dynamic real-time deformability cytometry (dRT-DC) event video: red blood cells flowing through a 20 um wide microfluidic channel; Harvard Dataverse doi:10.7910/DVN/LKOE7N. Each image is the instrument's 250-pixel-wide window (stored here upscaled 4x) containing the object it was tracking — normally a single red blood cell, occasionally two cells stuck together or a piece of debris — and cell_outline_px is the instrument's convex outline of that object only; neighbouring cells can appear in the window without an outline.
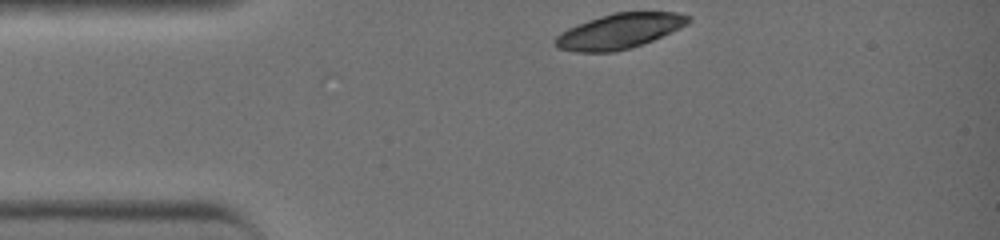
{"species": "common noctule bat (a hibernating species)", "species_latin": "Nyctalus noctula", "temperature_condition": "warm", "stored_images_in_passage": 30, "camera_frame_rate_fps": 3000, "um_per_image_px": 0.085, "animal": {"sex": "female", "body_mass_g": 19.0, "forearm_length_mm": 51.5}, "frame": {"image": 1, "passage_image": 1, "time_ms": 0.0, "image_size_px": [1000, 240], "cell_outline_px": [[692, 20], [688, 24], [680, 28], [652, 40], [632, 48], [612, 52], [576, 52], [556, 48], [552, 40], [560, 32], [568, 28], [588, 20], [612, 12], [680, 12], [692, 16]], "centroid_in_image_um": [52.64, 2.64], "position_along_channel_um": 32.4, "area_um2": 27.46}}
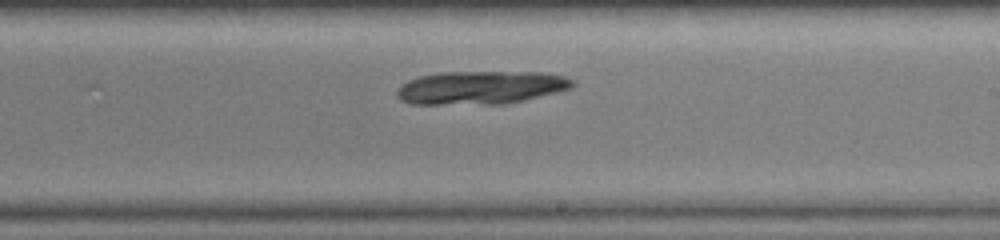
{"frame": {"image": 2, "passage_image": 18, "time_ms": 5.667, "image_size_px": [1000, 240], "cell_outline_px": [[576, 84], [572, 88], [524, 100], [504, 104], [412, 104], [400, 100], [396, 96], [396, 92], [408, 80], [420, 76], [440, 72], [540, 72], [564, 76], [576, 80]], "centroid_in_image_um": [40.89, 7.44], "position_along_channel_um": 248.1, "area_um2": 34.1}}
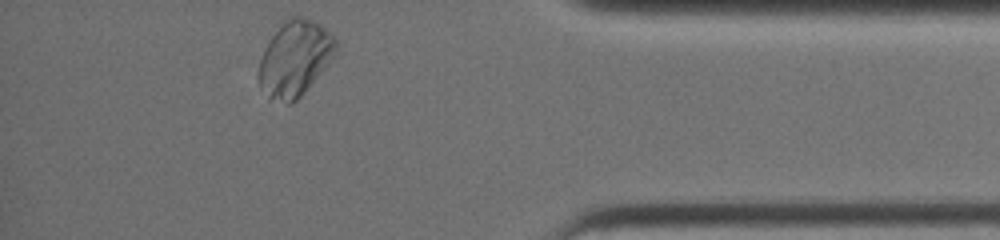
{"frame": {"image": 3, "passage_image": 30, "time_ms": 9.667, "image_size_px": [1000, 240], "cell_outline_px": [[336, 52], [328, 64], [304, 92], [292, 104], [288, 104], [268, 100], [260, 84], [260, 60], [264, 48], [268, 40], [284, 16], [304, 16], [320, 24], [336, 40]], "centroid_in_image_um": [25.04, 4.94], "position_along_channel_um": 410.2, "area_um2": 34.04}}